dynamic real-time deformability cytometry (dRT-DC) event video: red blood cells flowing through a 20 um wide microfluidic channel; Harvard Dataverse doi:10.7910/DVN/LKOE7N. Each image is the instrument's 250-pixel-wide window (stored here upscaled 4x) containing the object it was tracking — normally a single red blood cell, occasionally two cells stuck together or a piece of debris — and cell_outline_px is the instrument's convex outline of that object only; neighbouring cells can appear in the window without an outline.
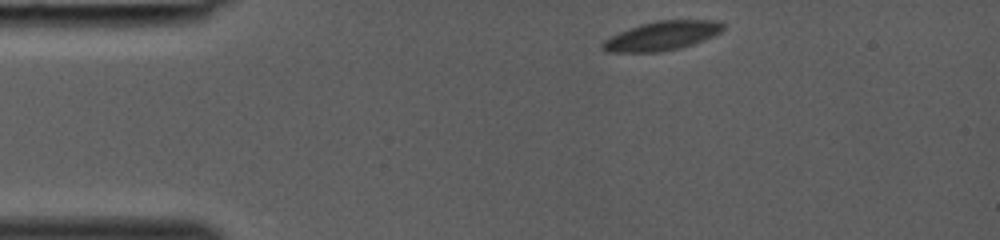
{"species": "common noctule bat (a hibernating species)", "species_latin": "Nyctalus noctula", "temperature_condition": "room temperature", "stored_images_in_passage": 34, "camera_frame_rate_fps": 3000, "um_per_image_px": 0.085, "animal": {"sex": "female", "body_mass_g": 19.0, "forearm_length_mm": 53.3}, "frame": {"image": 1, "passage_image": 1, "time_ms": 0.0, "image_size_px": [1000, 240], "cell_outline_px": [[724, 28], [720, 32], [704, 40], [680, 48], [660, 52], [604, 52], [600, 48], [600, 44], [604, 40], [620, 32], [640, 24], [656, 20], [720, 20], [724, 24]], "centroid_in_image_um": [56.25, 3.05], "position_along_channel_um": 28.8, "area_um2": 20.52}}
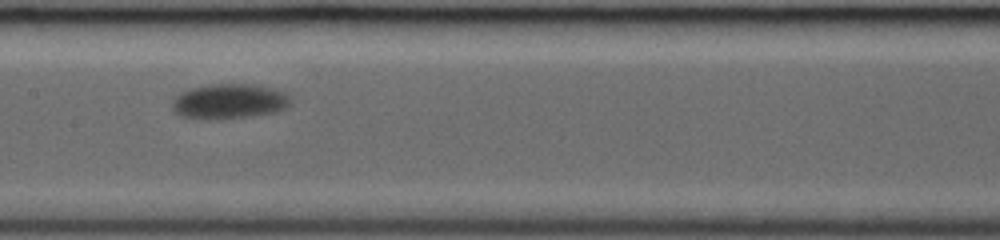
{"frame": {"image": 2, "passage_image": 15, "time_ms": 4.667, "image_size_px": [1000, 240], "cell_outline_px": [[292, 100], [288, 108], [276, 112], [252, 116], [204, 120], [196, 120], [180, 116], [172, 108], [172, 100], [180, 92], [192, 88], [212, 84], [248, 84], [268, 88], [284, 92]], "centroid_in_image_um": [19.45, 8.64], "position_along_channel_um": 187.9, "area_um2": 24.28}}
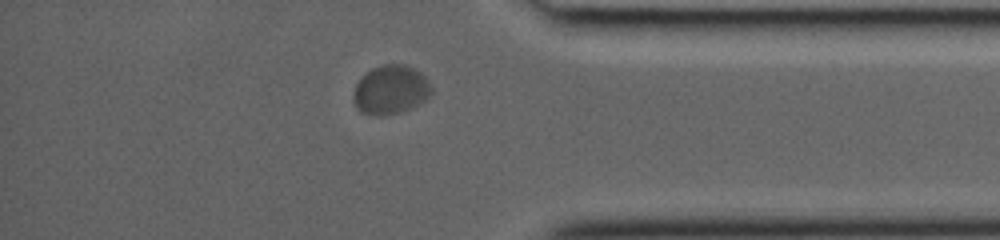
{"frame": {"image": 3, "passage_image": 29, "time_ms": 9.333, "image_size_px": [1000, 240], "cell_outline_px": [[432, 92], [424, 100], [400, 112], [384, 116], [376, 116], [360, 112], [356, 108], [352, 100], [352, 92], [356, 84], [372, 68], [384, 64], [404, 64], [420, 72], [432, 84]], "centroid_in_image_um": [33.17, 7.64], "position_along_channel_um": 402.0, "area_um2": 22.25}}